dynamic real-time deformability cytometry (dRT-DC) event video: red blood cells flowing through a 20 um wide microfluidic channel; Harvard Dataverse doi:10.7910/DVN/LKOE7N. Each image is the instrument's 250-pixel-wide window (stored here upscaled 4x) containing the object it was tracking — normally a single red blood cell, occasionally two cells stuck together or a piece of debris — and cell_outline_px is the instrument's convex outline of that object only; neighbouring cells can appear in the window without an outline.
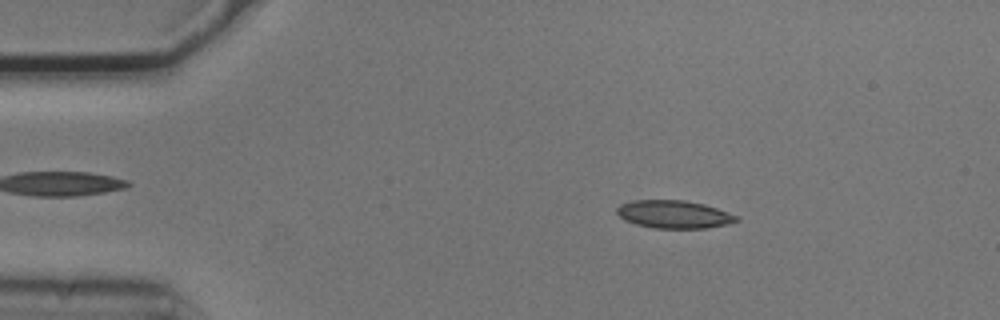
{"species": "common noctule bat (a hibernating species)", "species_latin": "Nyctalus noctula", "temperature_condition": "cold", "stored_images_in_passage": 39, "camera_frame_rate_fps": 3000, "um_per_image_px": 0.085, "animal": {"sex": "male", "body_mass_g": 20.5, "forearm_length_mm": 52.5}, "frame": {"image": 1, "passage_image": 8, "time_ms": 2.333, "image_size_px": [1000, 320], "cell_outline_px": [[740, 220], [708, 228], [656, 228], [636, 224], [624, 220], [616, 212], [616, 208], [620, 204], [632, 200], [684, 200], [704, 204], [716, 208], [736, 216]], "centroid_in_image_um": [57.23, 18.21], "position_along_channel_um": 27.8, "area_um2": 19.25}}
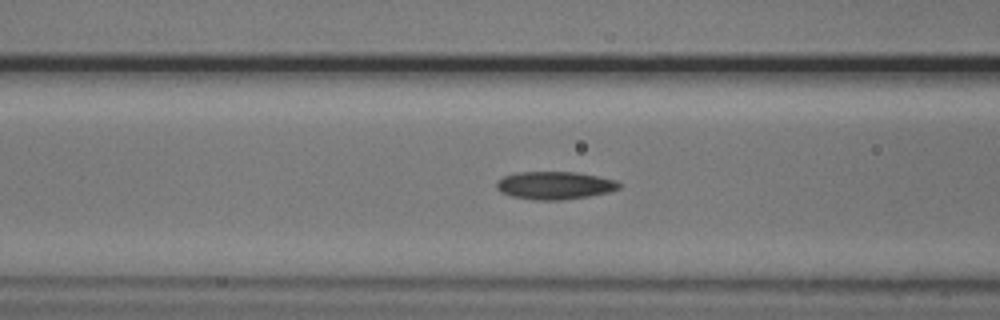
{"frame": {"image": 2, "passage_image": 20, "time_ms": 6.333, "image_size_px": [1000, 320], "cell_outline_px": [[620, 188], [608, 192], [588, 196], [560, 200], [532, 200], [512, 196], [500, 192], [496, 188], [496, 180], [504, 176], [516, 172], [580, 172], [616, 180], [620, 184]], "centroid_in_image_um": [47.12, 15.75], "position_along_channel_um": 119.5, "area_um2": 20.0}}
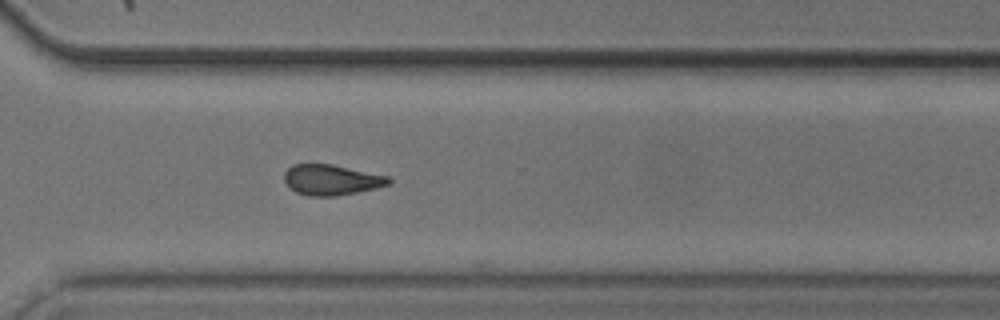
{"frame": {"image": 3, "passage_image": 38, "time_ms": 12.333, "image_size_px": [1000, 320], "cell_outline_px": [[392, 180], [388, 184], [376, 188], [336, 196], [308, 196], [296, 192], [284, 180], [284, 172], [292, 164], [332, 164], [388, 176]], "centroid_in_image_um": [28.16, 15.28], "position_along_channel_um": 342.4, "area_um2": 18.44}}